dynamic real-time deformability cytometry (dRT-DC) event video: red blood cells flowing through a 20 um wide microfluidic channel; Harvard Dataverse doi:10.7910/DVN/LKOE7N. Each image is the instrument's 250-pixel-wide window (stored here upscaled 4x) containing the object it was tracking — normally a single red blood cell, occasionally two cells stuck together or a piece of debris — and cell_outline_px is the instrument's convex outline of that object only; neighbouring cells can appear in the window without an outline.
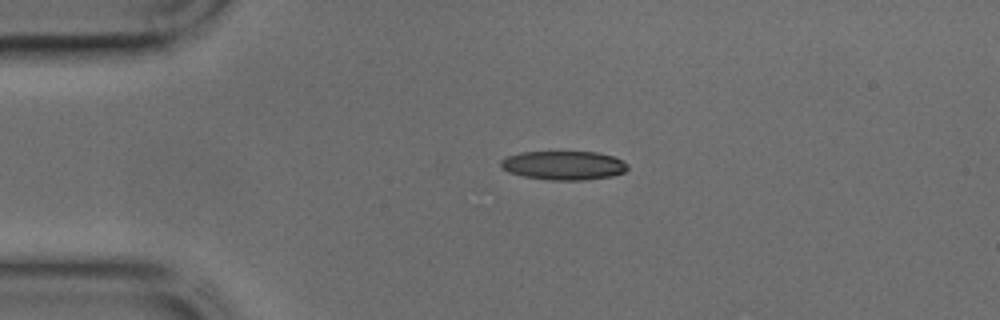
{"species": "common noctule bat (a hibernating species)", "species_latin": "Nyctalus noctula", "temperature_condition": "cold", "stored_images_in_passage": 35, "camera_frame_rate_fps": 3000, "um_per_image_px": 0.085, "animal": {"sex": "male", "body_mass_g": 17.9, "forearm_length_mm": 54.2}, "frame": {"image": 1, "passage_image": 1, "time_ms": 0.0, "image_size_px": [1000, 320], "cell_outline_px": [[628, 168], [624, 172], [612, 176], [584, 180], [552, 180], [524, 176], [508, 172], [500, 168], [500, 160], [508, 156], [520, 152], [596, 152], [612, 156], [628, 164]], "centroid_in_image_um": [47.89, 14.06], "position_along_channel_um": 37.1, "area_um2": 21.33}}
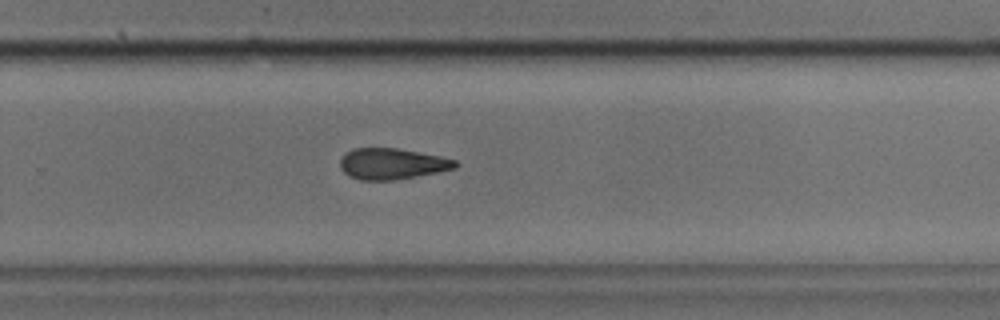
{"frame": {"image": 2, "passage_image": 20, "time_ms": 6.333, "image_size_px": [1000, 320], "cell_outline_px": [[460, 164], [456, 168], [436, 172], [392, 180], [360, 180], [348, 176], [340, 168], [340, 160], [344, 152], [352, 148], [396, 148], [440, 156], [456, 160]], "centroid_in_image_um": [33.28, 13.91], "position_along_channel_um": 296.5, "area_um2": 20.81}}
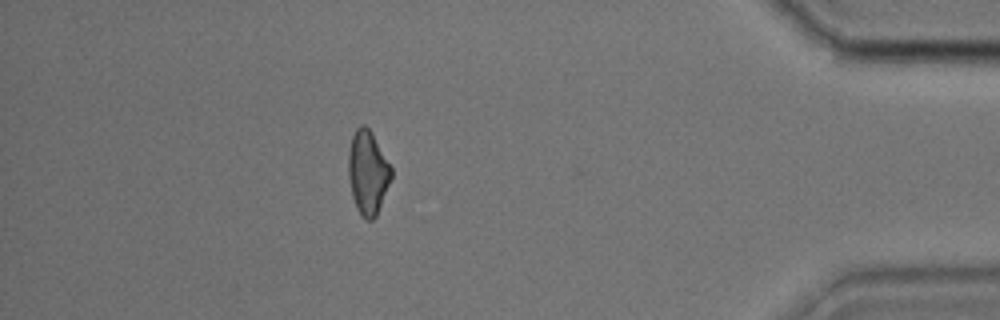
{"frame": {"image": 3, "passage_image": 30, "time_ms": 9.667, "image_size_px": [1000, 320], "cell_outline_px": [[392, 176], [376, 216], [372, 220], [364, 220], [360, 216], [356, 208], [352, 196], [348, 176], [348, 152], [352, 136], [356, 128], [360, 124], [364, 124], [372, 132], [392, 168]], "centroid_in_image_um": [31.24, 14.66], "position_along_channel_um": 404.0, "area_um2": 21.04}}